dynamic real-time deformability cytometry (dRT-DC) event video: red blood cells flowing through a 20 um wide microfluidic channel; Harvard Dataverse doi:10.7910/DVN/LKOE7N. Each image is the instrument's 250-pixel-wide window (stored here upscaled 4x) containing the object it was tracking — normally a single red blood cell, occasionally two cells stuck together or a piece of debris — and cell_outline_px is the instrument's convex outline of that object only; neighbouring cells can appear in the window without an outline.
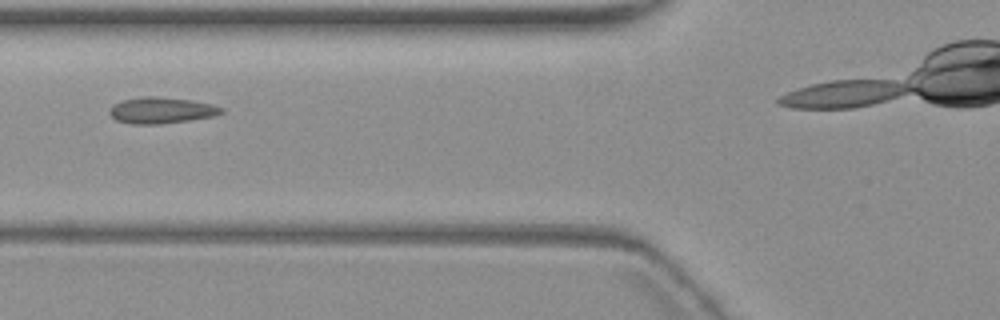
{"species": "common noctule bat (a hibernating species)", "species_latin": "Nyctalus noctula", "temperature_condition": "warm", "stored_images_in_passage": 3, "camera_frame_rate_fps": 3000, "um_per_image_px": 0.085, "animal": {"sex": "female", "body_mass_g": 19.3, "forearm_length_mm": 54.1}, "frame": {"image": 1, "passage_image": 2, "time_ms": 1.0, "image_size_px": [1000, 320], "cell_outline_px": [[224, 112], [216, 116], [160, 124], [132, 124], [116, 120], [108, 112], [112, 104], [124, 100], [140, 96], [156, 96], [192, 100], [212, 104], [224, 108]], "centroid_in_image_um": [13.72, 9.37], "position_along_channel_um": 112.1, "area_um2": 17.22}}